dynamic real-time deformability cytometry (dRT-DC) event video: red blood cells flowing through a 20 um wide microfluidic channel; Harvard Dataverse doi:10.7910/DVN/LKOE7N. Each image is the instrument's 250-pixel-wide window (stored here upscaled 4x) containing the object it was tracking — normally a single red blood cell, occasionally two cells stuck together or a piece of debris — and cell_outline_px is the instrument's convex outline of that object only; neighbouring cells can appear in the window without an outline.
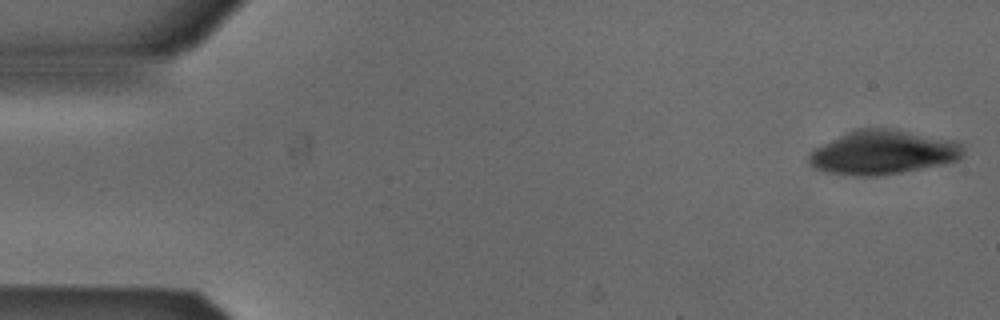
{"species": "Egyptian fruit bat (a non-hibernating species)", "species_latin": "Rousettus aegyptiacus", "temperature_condition": "cold", "stored_images_in_passage": 51, "camera_frame_rate_fps": 3000, "um_per_image_px": 0.085, "animal": {"sex": "male"}, "frame": {"image": 1, "passage_image": 1, "time_ms": 0.0, "image_size_px": [1000, 320], "cell_outline_px": [[964, 152], [956, 160], [948, 164], [876, 176], [856, 176], [824, 172], [812, 168], [808, 164], [808, 152], [856, 128], [892, 128], [956, 140], [964, 148]], "centroid_in_image_um": [75.05, 12.96], "position_along_channel_um": 10.0, "area_um2": 39.88}}
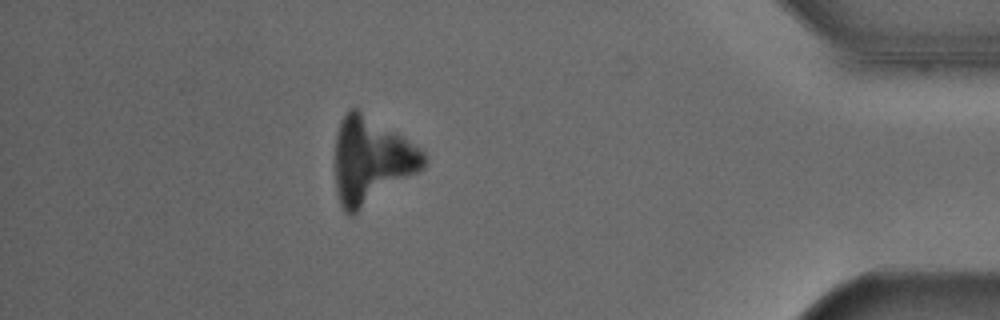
{"frame": {"image": 2, "passage_image": 45, "time_ms": 14.667, "image_size_px": [1000, 320], "cell_outline_px": [[424, 168], [352, 216], [348, 216], [344, 212], [340, 204], [336, 192], [336, 132], [340, 120], [348, 108], [356, 108], [420, 148], [424, 152]], "centroid_in_image_um": [31.52, 13.66], "position_along_channel_um": 403.7, "area_um2": 44.04}}